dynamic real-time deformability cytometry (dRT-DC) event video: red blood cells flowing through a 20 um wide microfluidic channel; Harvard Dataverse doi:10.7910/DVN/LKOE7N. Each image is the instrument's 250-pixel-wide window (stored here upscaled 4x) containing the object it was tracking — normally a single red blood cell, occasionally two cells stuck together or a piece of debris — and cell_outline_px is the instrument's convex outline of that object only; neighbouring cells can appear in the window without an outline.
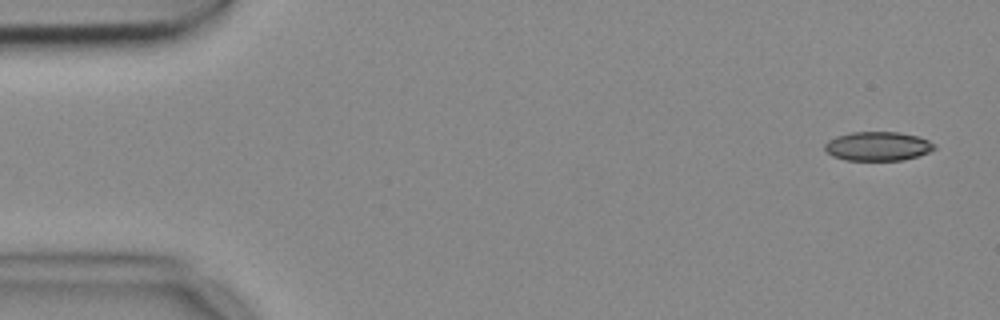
{"species": "common noctule bat (a hibernating species)", "species_latin": "Nyctalus noctula", "temperature_condition": "cold", "stored_images_in_passage": 14, "camera_frame_rate_fps": 3000, "um_per_image_px": 0.085, "animal": {"sex": "female", "body_mass_g": 18.4}, "frame": {"image": 1, "passage_image": 1, "time_ms": 0.0, "image_size_px": [1000, 320], "cell_outline_px": [[936, 148], [928, 152], [916, 156], [900, 160], [844, 160], [832, 156], [824, 148], [824, 144], [828, 140], [836, 136], [852, 132], [900, 132], [916, 136], [928, 140], [936, 144]], "centroid_in_image_um": [74.59, 12.42], "position_along_channel_um": 10.4, "area_um2": 18.5}}
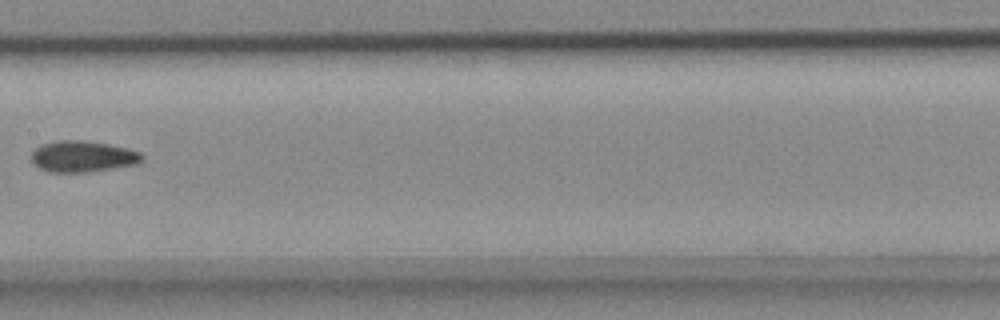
{"frame": {"image": 2, "passage_image": 7, "time_ms": 2.0, "image_size_px": [1000, 320], "cell_outline_px": [[144, 160], [136, 164], [88, 172], [48, 172], [32, 164], [32, 152], [40, 144], [56, 140], [84, 140], [108, 144], [128, 148], [140, 152], [144, 156]], "centroid_in_image_um": [7.02, 13.29], "position_along_channel_um": 200.4, "area_um2": 20.29}}
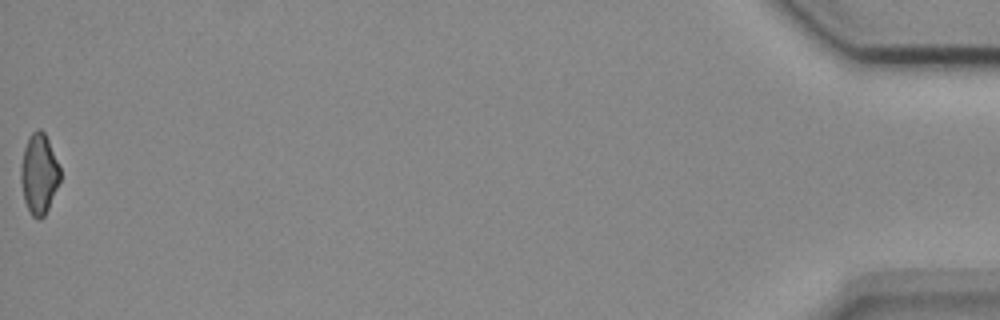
{"frame": {"image": 3, "passage_image": 14, "time_ms": 4.333, "image_size_px": [1000, 320], "cell_outline_px": [[60, 180], [48, 208], [44, 216], [40, 220], [36, 220], [32, 216], [24, 200], [20, 180], [20, 168], [24, 148], [28, 136], [36, 128], [40, 128], [44, 132], [48, 140], [60, 168]], "centroid_in_image_um": [3.3, 14.77], "position_along_channel_um": 431.9, "area_um2": 18.38}}